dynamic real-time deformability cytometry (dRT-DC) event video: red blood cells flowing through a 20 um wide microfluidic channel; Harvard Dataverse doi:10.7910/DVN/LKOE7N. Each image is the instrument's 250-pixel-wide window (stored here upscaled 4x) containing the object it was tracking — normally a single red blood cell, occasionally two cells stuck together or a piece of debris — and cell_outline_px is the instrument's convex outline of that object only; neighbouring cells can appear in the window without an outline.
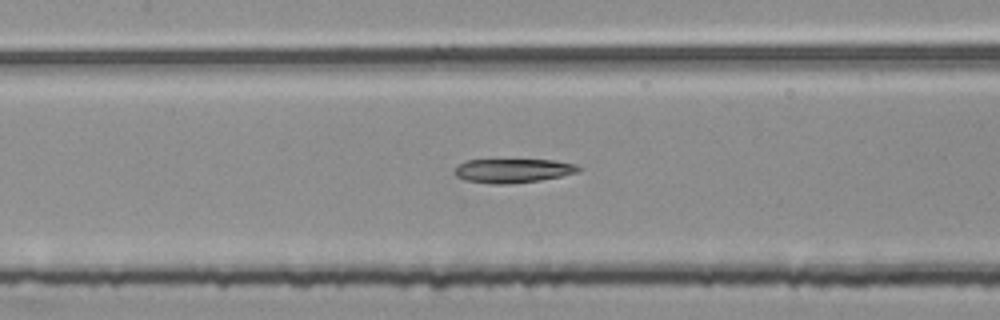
{"species": "common noctule bat (a hibernating species)", "species_latin": "Nyctalus noctula", "temperature_condition": "room temperature", "stored_images_in_passage": 53, "segment_of_instrument_passage": [2, 2], "camera_frame_rate_fps": 3000, "um_per_image_px": 0.085, "animal": {"sex": "female", "body_mass_g": 25.1}, "frame": {"image": 1, "passage_image": 24, "time_ms": 7.667, "image_size_px": [1000, 320], "cell_outline_px": [[580, 172], [540, 180], [508, 184], [492, 184], [464, 180], [456, 176], [452, 172], [460, 164], [468, 160], [556, 160], [576, 164], [580, 168]], "centroid_in_image_um": [43.6, 14.51], "position_along_channel_um": 163.8, "area_um2": 17.34}}
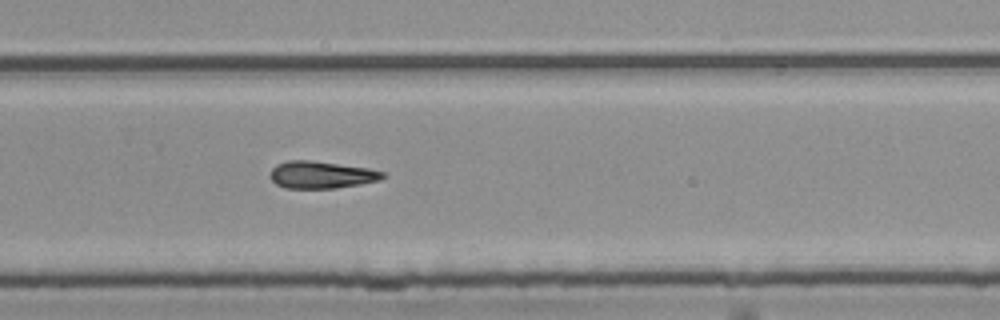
{"frame": {"image": 2, "passage_image": 35, "time_ms": 11.333, "image_size_px": [1000, 320], "cell_outline_px": [[388, 176], [380, 180], [360, 184], [336, 188], [284, 188], [276, 184], [272, 180], [272, 168], [276, 164], [288, 160], [312, 160], [368, 168], [384, 172]], "centroid_in_image_um": [27.34, 14.85], "position_along_channel_um": 302.5, "area_um2": 17.86}}
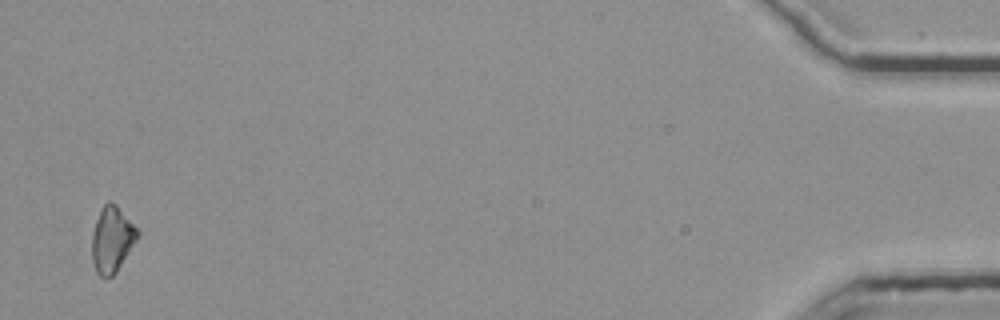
{"frame": {"image": 3, "passage_image": 52, "time_ms": 17.0, "image_size_px": [1000, 320], "cell_outline_px": [[140, 232], [136, 240], [116, 272], [112, 276], [100, 276], [96, 272], [92, 260], [92, 236], [96, 220], [100, 208], [108, 200], [116, 204]], "centroid_in_image_um": [9.5, 20.33], "position_along_channel_um": 425.7, "area_um2": 17.22}}